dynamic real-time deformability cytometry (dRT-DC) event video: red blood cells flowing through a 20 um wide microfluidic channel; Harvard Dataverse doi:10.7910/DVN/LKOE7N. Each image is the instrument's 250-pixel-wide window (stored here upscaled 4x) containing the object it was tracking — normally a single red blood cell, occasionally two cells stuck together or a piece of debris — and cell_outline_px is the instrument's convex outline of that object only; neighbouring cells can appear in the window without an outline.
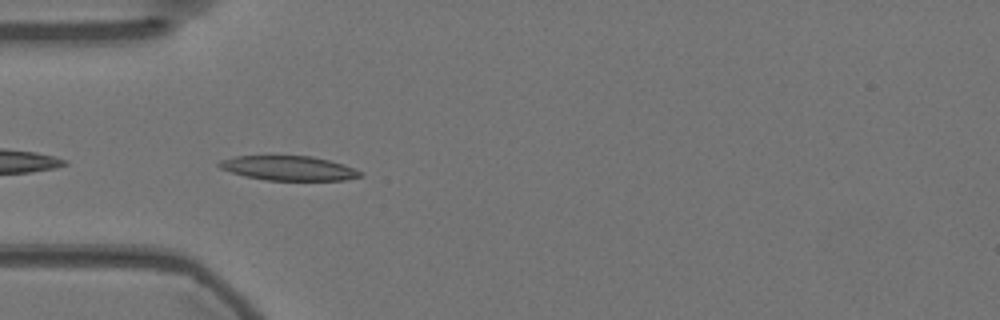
{"species": "Egyptian fruit bat (a non-hibernating species)", "species_latin": "Rousettus aegyptiacus", "temperature_condition": "warm", "stored_images_in_passage": 42, "camera_frame_rate_fps": 3000, "um_per_image_px": 0.085, "animal": {"sex": "female"}, "frame": {"image": 1, "passage_image": 2, "time_ms": 0.333, "image_size_px": [1000, 320], "cell_outline_px": [[364, 172], [360, 176], [344, 180], [264, 180], [244, 176], [220, 168], [216, 164], [220, 160], [236, 156], [312, 156], [344, 164], [356, 168]], "centroid_in_image_um": [24.54, 14.29], "position_along_channel_um": 60.5, "area_um2": 20.17}}
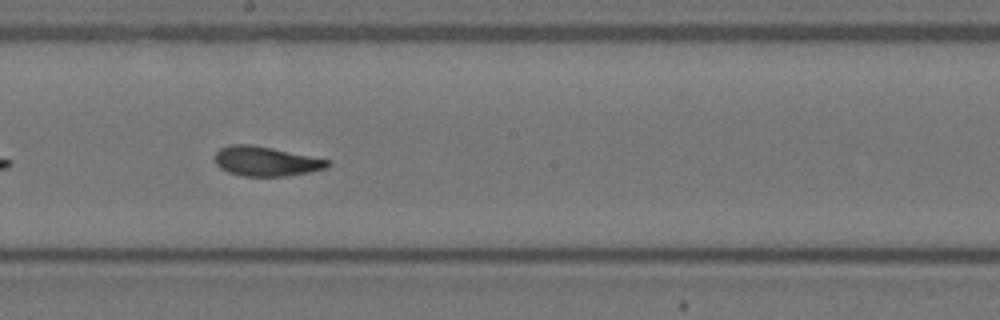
{"frame": {"image": 2, "passage_image": 16, "time_ms": 5.0, "image_size_px": [1000, 320], "cell_outline_px": [[332, 164], [328, 168], [308, 172], [284, 176], [244, 176], [228, 172], [220, 168], [216, 164], [216, 152], [220, 148], [232, 144], [252, 144], [272, 148], [328, 160]], "centroid_in_image_um": [22.6, 13.71], "position_along_channel_um": 225.6, "area_um2": 19.25}}
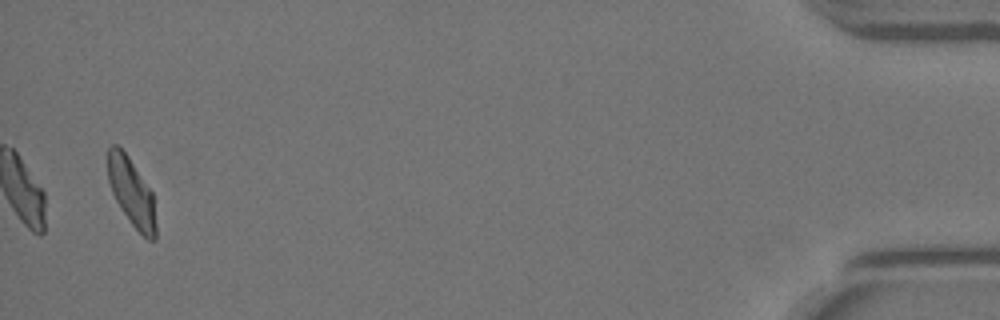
{"frame": {"image": 3, "passage_image": 40, "time_ms": 13.0, "image_size_px": [1000, 320], "cell_outline_px": [[156, 240], [148, 240], [132, 224], [120, 208], [112, 192], [108, 180], [108, 148], [112, 144], [116, 144], [128, 156], [152, 192], [156, 224]], "centroid_in_image_um": [11.18, 16.35], "position_along_channel_um": 424.0, "area_um2": 18.79}, "authors_computed_cell_mechanics": {"area_um2": 19.363, "velocity_mm_per_s": 3.5674, "shape_relaxation_time_tau1_ms": 4.5424, "shape_relaxation_time_tau2_ms": 1.6285, "deformation_change_tau1": 0.1272, "deformation_change_tau2": 0.071}}